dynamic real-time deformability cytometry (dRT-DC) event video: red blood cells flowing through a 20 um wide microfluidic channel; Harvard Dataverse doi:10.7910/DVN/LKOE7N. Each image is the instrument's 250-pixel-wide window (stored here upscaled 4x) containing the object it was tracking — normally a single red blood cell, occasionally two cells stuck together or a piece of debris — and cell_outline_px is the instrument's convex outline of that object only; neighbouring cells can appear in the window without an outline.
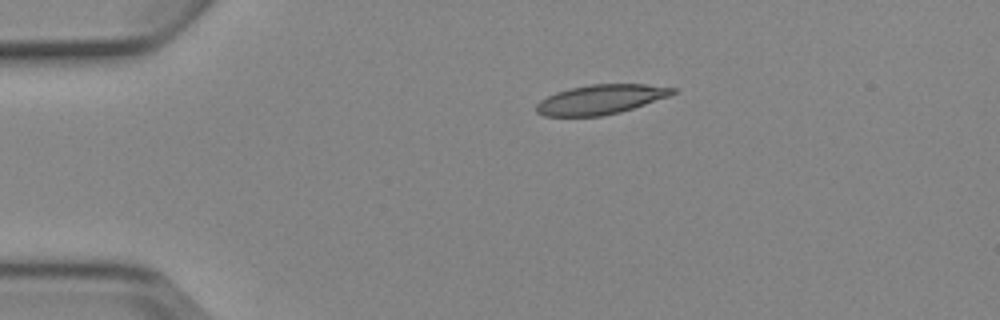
{"species": "Egyptian fruit bat (a non-hibernating species)", "species_latin": "Rousettus aegyptiacus", "temperature_condition": "cold", "stored_images_in_passage": 3, "camera_frame_rate_fps": 3000, "um_per_image_px": 0.085, "animal": {"sex": "female"}, "frame": {"image": 1, "passage_image": 1, "time_ms": 0.0, "image_size_px": [1000, 320], "cell_outline_px": [[676, 92], [668, 96], [620, 112], [600, 116], [544, 116], [536, 112], [536, 104], [540, 100], [556, 92], [568, 88], [588, 84], [644, 84], [676, 88]], "centroid_in_image_um": [51.01, 8.44], "position_along_channel_um": 34.0, "area_um2": 23.35}}
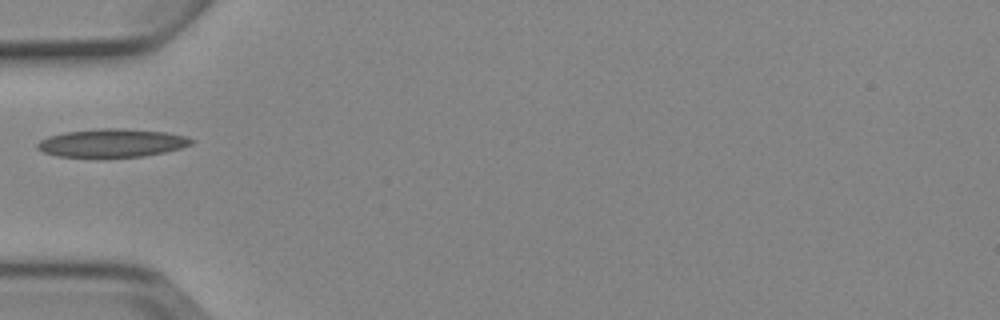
{"frame": {"image": 2, "passage_image": 3, "time_ms": 2.333, "image_size_px": [1000, 320], "cell_outline_px": [[196, 140], [192, 144], [180, 148], [164, 152], [144, 156], [100, 160], [56, 156], [44, 152], [36, 148], [36, 144], [40, 140], [48, 136], [64, 132], [100, 128], [124, 128], [168, 132], [184, 136]], "centroid_in_image_um": [9.47, 12.19], "position_along_channel_um": 75.5, "area_um2": 26.47}}